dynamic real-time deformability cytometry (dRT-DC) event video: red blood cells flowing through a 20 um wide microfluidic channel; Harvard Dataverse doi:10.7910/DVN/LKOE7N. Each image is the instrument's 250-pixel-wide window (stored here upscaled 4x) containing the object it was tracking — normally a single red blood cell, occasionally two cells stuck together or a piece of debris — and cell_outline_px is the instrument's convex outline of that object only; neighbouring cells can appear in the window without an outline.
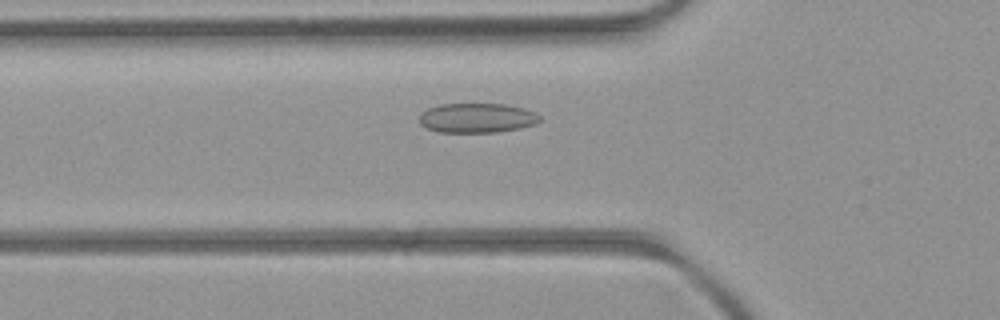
{"species": "common noctule bat (a hibernating species)", "species_latin": "Nyctalus noctula", "temperature_condition": "room temperature", "stored_images_in_passage": 44, "camera_frame_rate_fps": 3000, "um_per_image_px": 0.085, "animal": {"sex": "female", "body_mass_g": 21.9}, "frame": {"image": 1, "passage_image": 10, "time_ms": 3.0, "image_size_px": [1000, 320], "cell_outline_px": [[540, 120], [536, 124], [520, 128], [496, 132], [440, 132], [428, 128], [420, 124], [420, 116], [428, 108], [440, 104], [508, 104], [524, 108], [536, 112], [540, 116]], "centroid_in_image_um": [40.59, 10.02], "position_along_channel_um": 85.2, "area_um2": 20.75}}
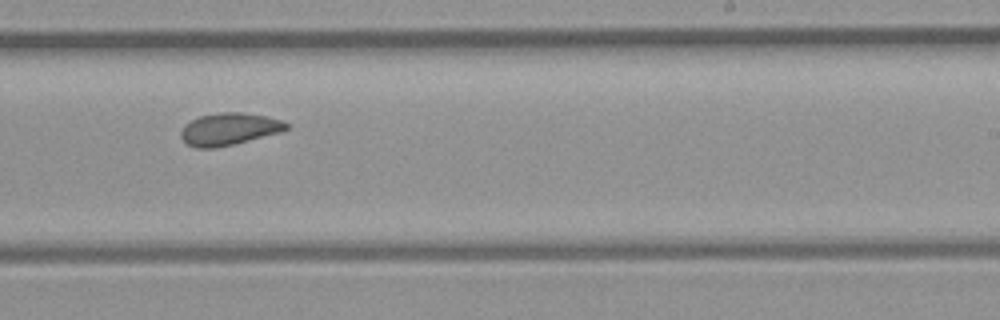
{"frame": {"image": 2, "passage_image": 24, "time_ms": 7.667, "image_size_px": [1000, 320], "cell_outline_px": [[288, 128], [280, 132], [232, 144], [212, 148], [196, 148], [188, 144], [180, 136], [180, 132], [184, 124], [200, 116], [220, 112], [240, 112], [264, 116], [280, 120], [288, 124]], "centroid_in_image_um": [19.43, 10.96], "position_along_channel_um": 269.6, "area_um2": 19.42}}
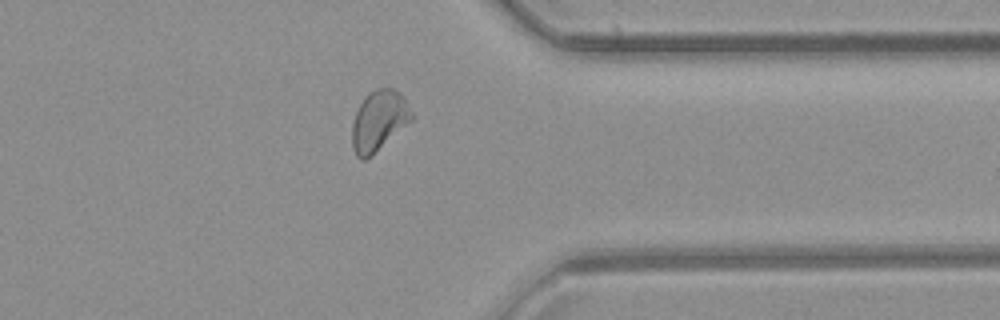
{"frame": {"image": 3, "passage_image": 33, "time_ms": 10.667, "image_size_px": [1000, 320], "cell_outline_px": [[416, 116], [412, 120], [364, 160], [360, 160], [356, 156], [352, 148], [352, 124], [356, 112], [364, 96], [368, 92], [376, 88], [392, 88], [400, 92], [404, 96]], "centroid_in_image_um": [32.22, 10.21], "position_along_channel_um": 379.2, "area_um2": 20.92}, "authors_computed_cell_mechanics": {"area_um2": 20.4323, "velocity_mm_per_s": 3.9387, "shape_relaxation_time_tau1_ms": null, "shape_relaxation_time_tau2_ms": 1.8144, "deformation_change_tau1": null, "deformation_change_tau2": 0.0695}}